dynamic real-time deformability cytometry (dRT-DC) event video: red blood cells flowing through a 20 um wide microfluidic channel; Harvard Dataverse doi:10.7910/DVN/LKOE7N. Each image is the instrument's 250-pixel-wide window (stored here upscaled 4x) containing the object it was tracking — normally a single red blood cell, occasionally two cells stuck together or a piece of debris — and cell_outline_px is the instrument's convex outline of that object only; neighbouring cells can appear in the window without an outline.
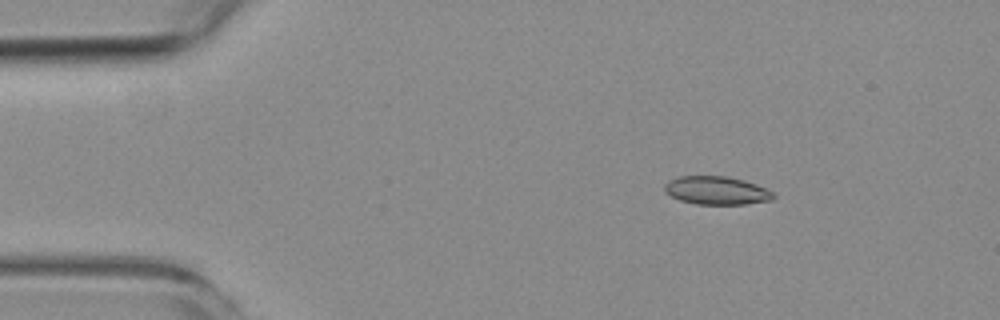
{"species": "common noctule bat (a hibernating species)", "species_latin": "Nyctalus noctula", "temperature_condition": "room temperature", "stored_images_in_passage": 4, "camera_frame_rate_fps": 3000, "um_per_image_px": 0.085, "animal": {"sex": "female", "body_mass_g": 19.3, "forearm_length_mm": 54.1}, "frame": {"image": 1, "passage_image": 1, "time_ms": 0.0, "image_size_px": [1000, 320], "cell_outline_px": [[776, 196], [772, 200], [744, 204], [696, 204], [680, 200], [664, 192], [664, 184], [668, 180], [680, 176], [728, 176], [744, 180], [756, 184], [772, 192]], "centroid_in_image_um": [60.89, 16.18], "position_along_channel_um": 24.1, "area_um2": 17.92}}
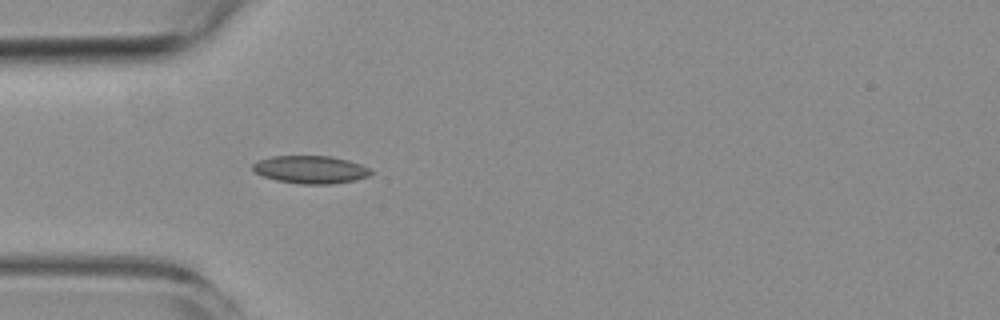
{"frame": {"image": 2, "passage_image": 3, "time_ms": 2.667, "image_size_px": [1000, 320], "cell_outline_px": [[372, 172], [368, 176], [356, 180], [332, 184], [300, 184], [276, 180], [264, 176], [256, 172], [252, 168], [252, 164], [256, 160], [272, 156], [332, 156], [348, 160], [360, 164], [368, 168]], "centroid_in_image_um": [26.38, 14.41], "position_along_channel_um": 58.6, "area_um2": 19.13}}